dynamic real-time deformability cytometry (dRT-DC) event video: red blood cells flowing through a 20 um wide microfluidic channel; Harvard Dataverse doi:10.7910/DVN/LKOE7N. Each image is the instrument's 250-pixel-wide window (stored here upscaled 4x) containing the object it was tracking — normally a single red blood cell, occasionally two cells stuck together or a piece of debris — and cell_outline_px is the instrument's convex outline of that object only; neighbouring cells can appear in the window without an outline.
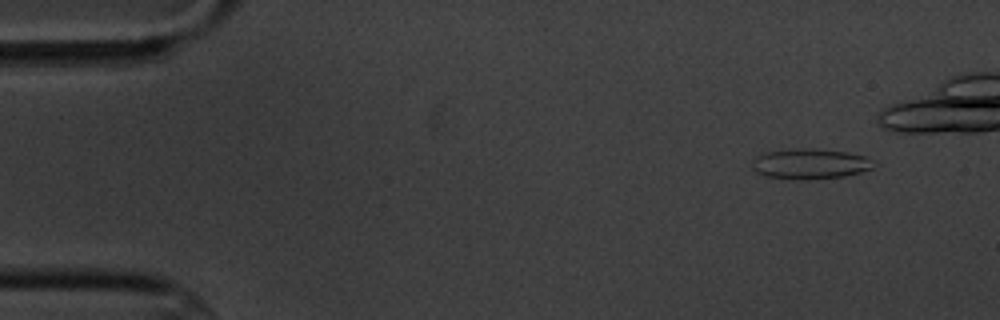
{"species": "common noctule bat (a hibernating species)", "species_latin": "Nyctalus noctula", "temperature_condition": "cold", "stored_images_in_passage": 4, "camera_frame_rate_fps": 3000, "um_per_image_px": 0.085, "animal": {"sex": "male", "body_mass_g": 20.1, "forearm_length_mm": 53.5}, "frame": {"image": 1, "passage_image": 1, "time_ms": 0.0, "image_size_px": [1000, 320], "cell_outline_px": [[876, 164], [872, 168], [860, 172], [844, 176], [808, 180], [796, 180], [768, 176], [756, 172], [752, 168], [752, 160], [764, 152], [796, 148], [812, 148], [848, 152], [864, 156], [872, 160]], "centroid_in_image_um": [68.85, 13.92], "position_along_channel_um": 16.1, "area_um2": 21.62}}